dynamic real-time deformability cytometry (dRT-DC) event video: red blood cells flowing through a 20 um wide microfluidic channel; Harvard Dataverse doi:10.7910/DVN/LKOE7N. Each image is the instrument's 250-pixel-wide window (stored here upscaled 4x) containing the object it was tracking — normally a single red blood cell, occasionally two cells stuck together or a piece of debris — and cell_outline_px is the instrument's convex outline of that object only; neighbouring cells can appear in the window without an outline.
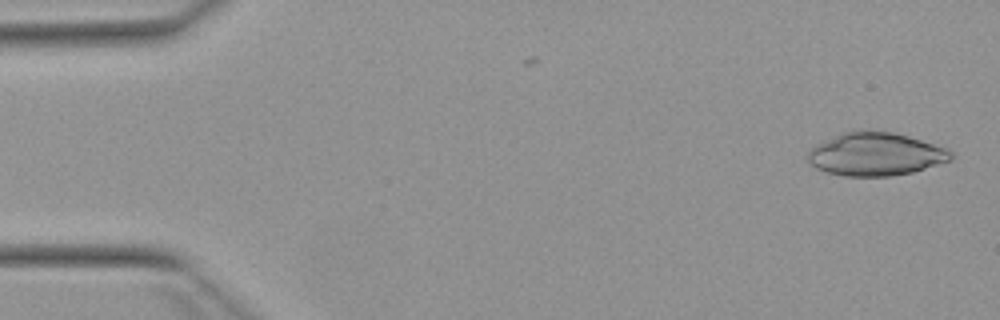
{"species": "Egyptian fruit bat (a non-hibernating species)", "species_latin": "Rousettus aegyptiacus", "temperature_condition": "warm", "stored_images_in_passage": 50, "camera_frame_rate_fps": 3000, "um_per_image_px": 0.085, "animal": {"sex": "female"}, "frame": {"image": 1, "passage_image": 1, "time_ms": 0.0, "image_size_px": [1000, 320], "cell_outline_px": [[952, 160], [912, 172], [892, 176], [844, 176], [824, 172], [816, 168], [808, 160], [808, 152], [816, 144], [852, 128], [868, 128], [892, 132], [908, 136], [948, 148], [952, 152]], "centroid_in_image_um": [74.41, 13.08], "position_along_channel_um": 10.6, "area_um2": 36.47}}